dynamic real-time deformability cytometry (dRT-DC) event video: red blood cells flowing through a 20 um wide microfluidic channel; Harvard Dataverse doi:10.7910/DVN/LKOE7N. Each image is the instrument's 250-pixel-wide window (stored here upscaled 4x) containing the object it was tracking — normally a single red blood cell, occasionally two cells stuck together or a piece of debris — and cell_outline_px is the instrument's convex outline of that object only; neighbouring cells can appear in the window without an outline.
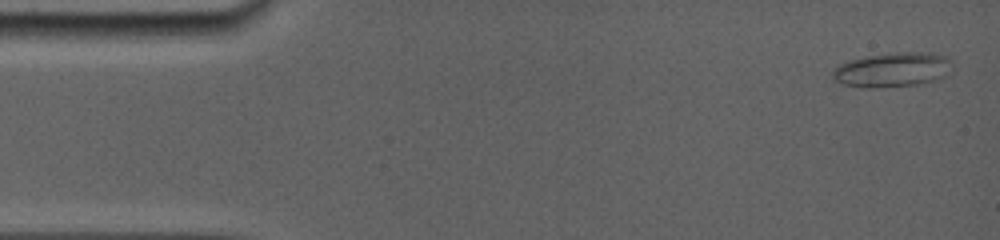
{"species": "common noctule bat (a hibernating species)", "species_latin": "Nyctalus noctula", "temperature_condition": "room temperature", "stored_images_in_passage": 35, "camera_frame_rate_fps": 5000, "um_per_image_px": 0.085, "animal": {"sex": "female", "body_mass_g": 19.0, "forearm_length_mm": 56.7}, "frame": {"image": 1, "passage_image": 1, "time_ms": 0.0, "image_size_px": [1000, 240], "cell_outline_px": [[952, 60], [944, 76], [932, 80], [916, 84], [876, 88], [864, 88], [844, 84], [836, 80], [832, 76], [832, 72], [836, 64], [848, 60], [868, 56], [896, 52], [936, 52], [948, 56]], "centroid_in_image_um": [75.82, 5.91], "position_along_channel_um": 9.2, "area_um2": 24.04}}
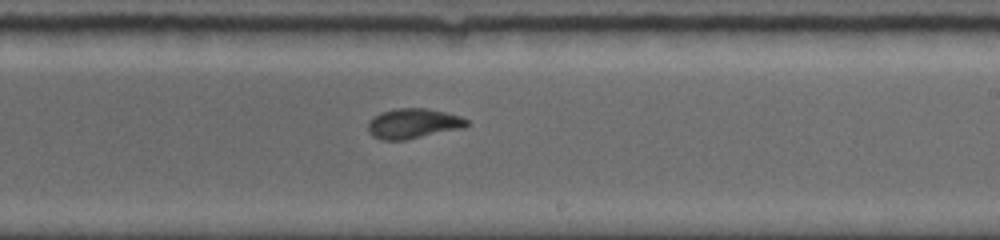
{"frame": {"image": 2, "passage_image": 21, "time_ms": 9.2, "image_size_px": [1000, 240], "cell_outline_px": [[468, 124], [464, 128], [408, 140], [380, 140], [372, 136], [368, 132], [368, 120], [372, 116], [380, 112], [396, 108], [424, 108], [444, 112], [460, 116], [468, 120]], "centroid_in_image_um": [35.08, 10.51], "position_along_channel_um": 253.9, "area_um2": 17.57}}
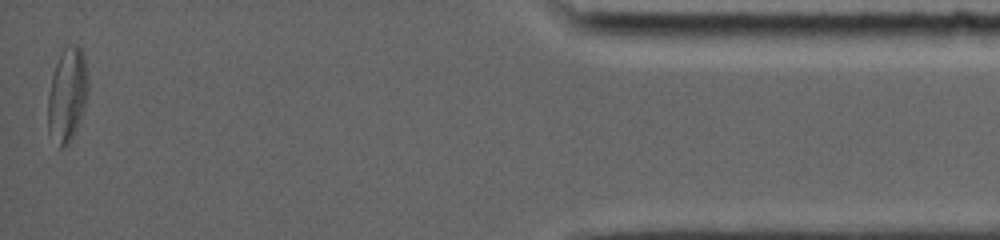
{"frame": {"image": 3, "passage_image": 35, "time_ms": 15.4, "image_size_px": [1000, 240], "cell_outline_px": [[88, 92], [76, 128], [68, 144], [64, 148], [60, 148], [48, 132], [48, 92], [52, 76], [56, 64], [64, 48], [68, 44], [76, 44], [84, 52], [88, 80]], "centroid_in_image_um": [5.71, 8.03], "position_along_channel_um": 429.5, "area_um2": 21.79}, "authors_computed_cell_mechanics": {"area_um2": 18.0336, "velocity_mm_per_s": 3.8851, "shape_relaxation_time_tau1_ms": 5.234, "shape_relaxation_time_tau2_ms": 1.7454, "deformation_change_tau1": 0.1844, "deformation_change_tau2": 0.0539}}